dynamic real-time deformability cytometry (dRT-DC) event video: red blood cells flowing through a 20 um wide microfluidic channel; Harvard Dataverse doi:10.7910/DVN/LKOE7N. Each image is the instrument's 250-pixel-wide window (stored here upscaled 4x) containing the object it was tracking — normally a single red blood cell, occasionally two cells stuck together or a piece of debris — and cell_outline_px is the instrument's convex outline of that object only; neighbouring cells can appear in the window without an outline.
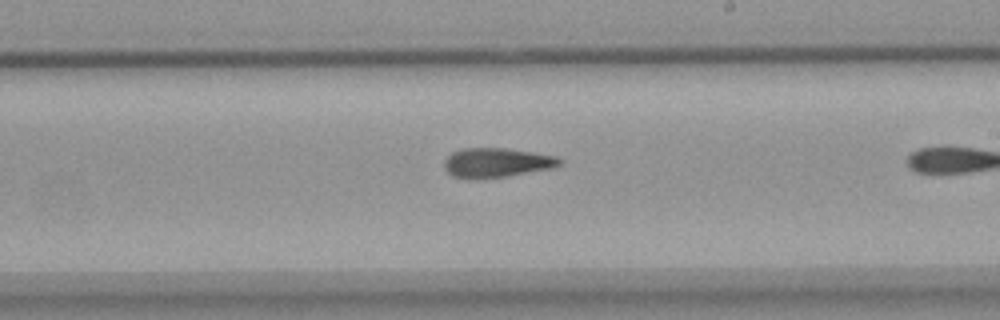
{"species": "common noctule bat (a hibernating species)", "species_latin": "Nyctalus noctula", "temperature_condition": "warm", "stored_images_in_passage": 10, "camera_frame_rate_fps": 3000, "um_per_image_px": 0.085, "animal": {"sex": "female", "body_mass_g": 18.4}, "frame": {"image": 1, "passage_image": 9, "time_ms": 2.667, "image_size_px": [1000, 320], "cell_outline_px": [[564, 160], [560, 164], [552, 168], [508, 176], [476, 180], [468, 180], [452, 176], [444, 168], [444, 160], [452, 152], [464, 148], [504, 148], [532, 152], [556, 156]], "centroid_in_image_um": [42.18, 13.84], "position_along_channel_um": 246.8, "area_um2": 20.06}}